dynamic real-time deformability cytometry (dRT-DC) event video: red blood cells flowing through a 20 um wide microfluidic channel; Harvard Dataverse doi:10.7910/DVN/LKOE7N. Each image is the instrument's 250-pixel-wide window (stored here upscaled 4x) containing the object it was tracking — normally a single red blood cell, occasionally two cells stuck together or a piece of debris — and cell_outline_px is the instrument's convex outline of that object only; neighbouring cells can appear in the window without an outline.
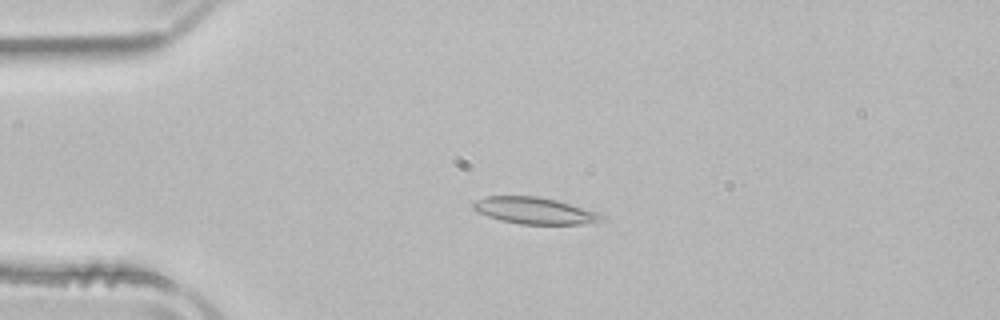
{"species": "common noctule bat (a hibernating species)", "species_latin": "Nyctalus noctula", "temperature_condition": "room temperature", "stored_images_in_passage": 43, "camera_frame_rate_fps": 3000, "um_per_image_px": 0.085, "animal": {"sex": "male", "body_mass_g": 21.5, "forearm_length_mm": 52.0}, "frame": {"image": 1, "passage_image": 3, "time_ms": 0.667, "image_size_px": [1000, 320], "cell_outline_px": [[608, 216], [604, 220], [580, 224], [520, 224], [500, 220], [476, 212], [472, 208], [472, 204], [476, 200], [484, 196], [536, 196], [556, 200], [596, 212]], "centroid_in_image_um": [45.4, 17.91], "position_along_channel_um": 39.6, "area_um2": 19.88}}
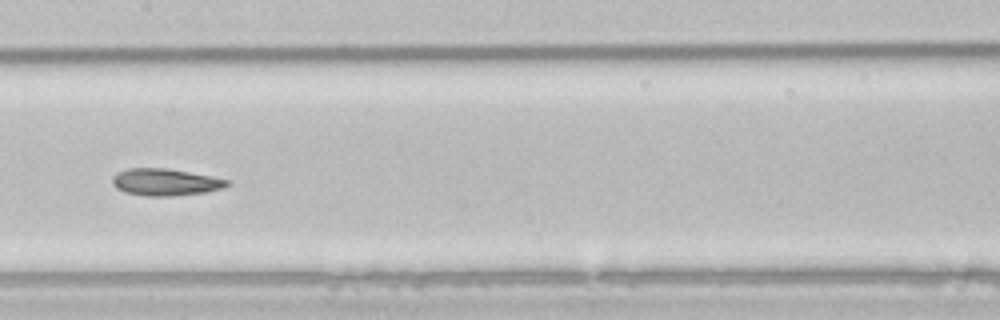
{"frame": {"image": 2, "passage_image": 17, "time_ms": 5.333, "image_size_px": [1000, 320], "cell_outline_px": [[232, 184], [224, 188], [204, 192], [168, 196], [148, 196], [128, 192], [116, 188], [112, 184], [112, 176], [128, 168], [168, 168], [212, 176], [232, 180]], "centroid_in_image_um": [14.12, 15.47], "position_along_channel_um": 193.3, "area_um2": 18.03}}
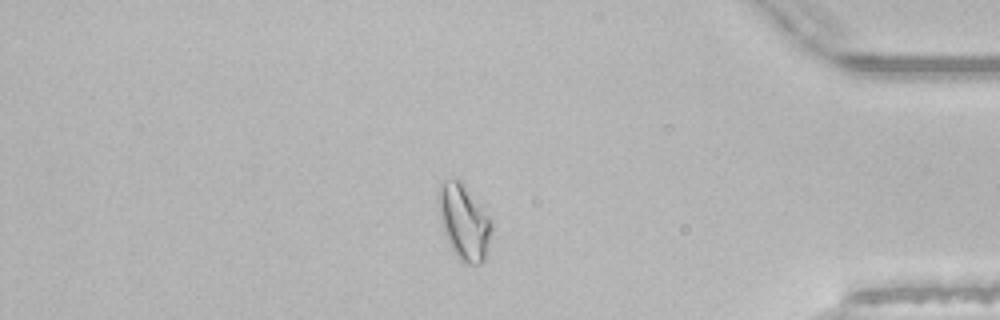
{"frame": {"image": 3, "passage_image": 35, "time_ms": 11.333, "image_size_px": [1000, 320], "cell_outline_px": [[492, 228], [488, 248], [484, 260], [480, 264], [468, 264], [460, 260], [456, 256], [444, 232], [440, 216], [440, 184], [444, 180], [460, 180], [492, 220]], "centroid_in_image_um": [39.48, 18.91], "position_along_channel_um": 395.7, "area_um2": 22.6}, "authors_computed_cell_mechanics": {"area_um2": 19.2474, "velocity_mm_per_s": 3.9183, "shape_relaxation_time_tau1_ms": 11.2852, "shape_relaxation_time_tau2_ms": 6.6745, "deformation_change_tau1": 0.2357, "deformation_change_tau2": 0.1251}}